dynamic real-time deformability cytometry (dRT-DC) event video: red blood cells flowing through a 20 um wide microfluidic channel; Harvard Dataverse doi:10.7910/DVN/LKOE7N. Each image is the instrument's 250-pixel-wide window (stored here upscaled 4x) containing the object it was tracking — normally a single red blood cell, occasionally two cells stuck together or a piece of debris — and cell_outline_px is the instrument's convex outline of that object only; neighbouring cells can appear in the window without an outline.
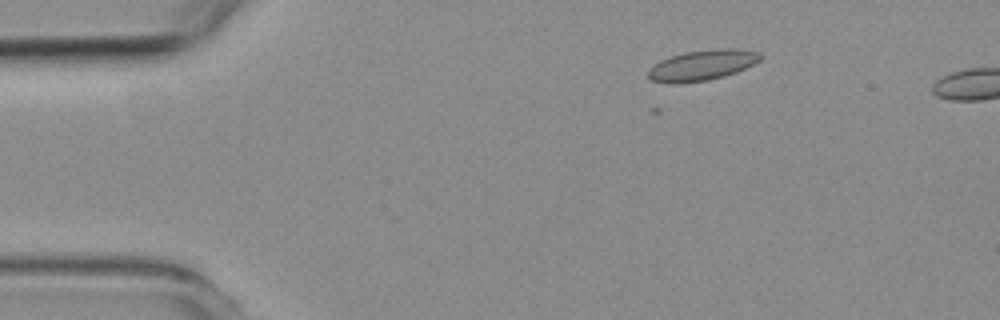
{"species": "common noctule bat (a hibernating species)", "species_latin": "Nyctalus noctula", "temperature_condition": "room temperature", "stored_images_in_passage": 3, "camera_frame_rate_fps": 3000, "um_per_image_px": 0.085, "animal": {"sex": "female", "body_mass_g": 19.3, "forearm_length_mm": 54.1}, "frame": {"image": 1, "passage_image": 2, "time_ms": 2.0, "image_size_px": [1000, 320], "cell_outline_px": [[764, 56], [760, 60], [736, 72], [724, 76], [708, 80], [676, 84], [668, 84], [652, 80], [648, 76], [648, 72], [660, 60], [672, 56], [688, 52], [716, 48], [732, 48], [760, 52]], "centroid_in_image_um": [59.71, 5.54], "position_along_channel_um": 25.3, "area_um2": 19.77}}